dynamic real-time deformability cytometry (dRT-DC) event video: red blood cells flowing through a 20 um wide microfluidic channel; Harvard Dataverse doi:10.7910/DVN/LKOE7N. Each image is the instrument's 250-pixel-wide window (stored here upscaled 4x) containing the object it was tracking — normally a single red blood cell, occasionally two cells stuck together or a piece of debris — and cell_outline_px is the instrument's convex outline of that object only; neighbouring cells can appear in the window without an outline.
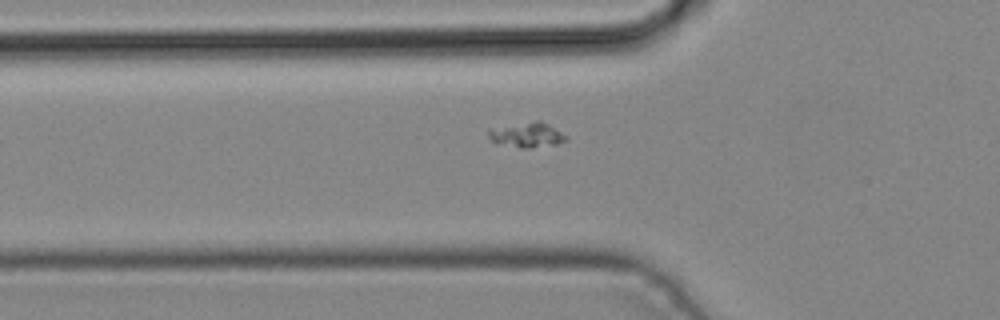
{"species": "common noctule bat (a hibernating species)", "species_latin": "Nyctalus noctula", "temperature_condition": "cold", "stored_images_in_passage": 4, "camera_frame_rate_fps": 3000, "um_per_image_px": 0.085, "animal": {"sex": "male", "body_mass_g": 19.2, "forearm_length_mm": 51.8}, "frame": {"image": 1, "passage_image": 4, "time_ms": 1.0, "image_size_px": [1000, 320], "cell_outline_px": [[568, 140], [556, 144], [532, 148], [520, 148], [496, 144], [488, 136], [488, 128], [536, 120], [540, 120], [548, 124], [568, 136]], "centroid_in_image_um": [44.77, 11.47], "position_along_channel_um": 81.0, "area_um2": 11.56}}